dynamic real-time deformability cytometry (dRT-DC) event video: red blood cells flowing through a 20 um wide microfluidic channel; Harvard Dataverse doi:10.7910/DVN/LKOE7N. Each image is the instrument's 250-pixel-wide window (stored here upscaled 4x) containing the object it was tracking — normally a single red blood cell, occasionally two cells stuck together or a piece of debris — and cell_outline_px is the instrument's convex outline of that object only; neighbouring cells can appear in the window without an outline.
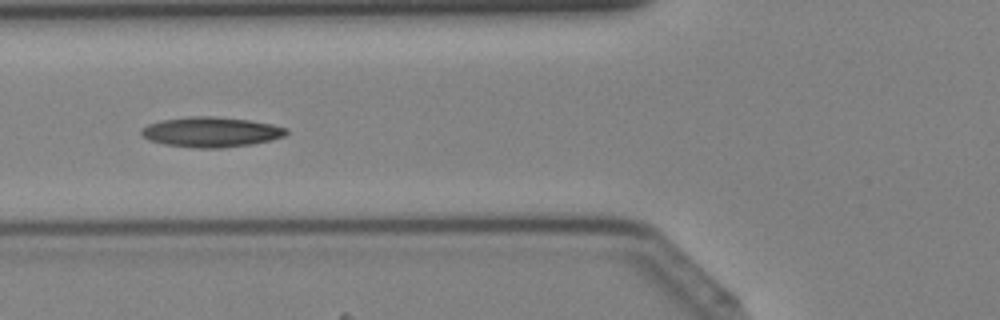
{"species": "Egyptian fruit bat (a non-hibernating species)", "species_latin": "Rousettus aegyptiacus", "temperature_condition": "cold", "stored_images_in_passage": 32, "camera_frame_rate_fps": 3000, "um_per_image_px": 0.085, "animal": {"sex": "female"}, "frame": {"image": 1, "passage_image": 8, "time_ms": 2.333, "image_size_px": [1000, 320], "cell_outline_px": [[288, 132], [284, 136], [252, 144], [220, 148], [196, 148], [164, 144], [148, 140], [140, 132], [140, 128], [148, 124], [164, 120], [188, 116], [216, 116], [248, 120], [272, 124], [288, 128]], "centroid_in_image_um": [17.92, 11.22], "position_along_channel_um": 107.9, "area_um2": 25.37}}
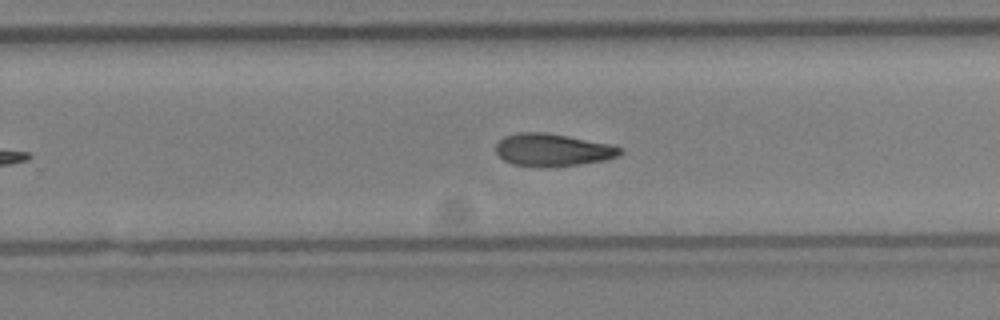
{"frame": {"image": 2, "passage_image": 19, "time_ms": 6.0, "image_size_px": [1000, 320], "cell_outline_px": [[624, 152], [616, 156], [604, 160], [576, 164], [512, 164], [504, 160], [496, 152], [496, 144], [504, 136], [520, 132], [544, 132], [568, 136], [608, 144], [620, 148]], "centroid_in_image_um": [46.95, 12.69], "position_along_channel_um": 282.9, "area_um2": 22.43}}
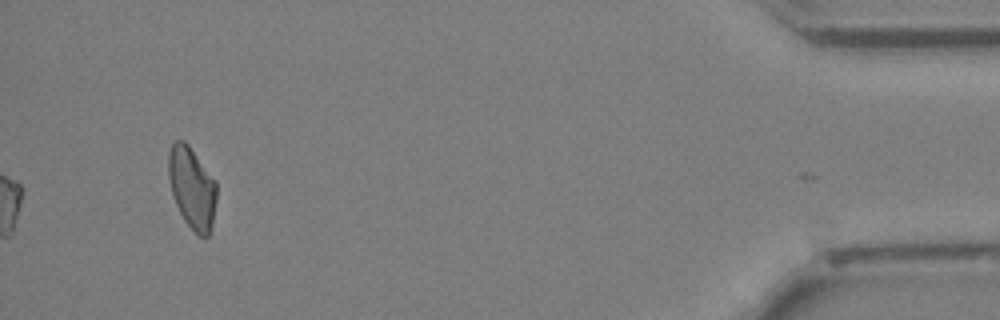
{"frame": {"image": 3, "passage_image": 32, "time_ms": 10.333, "image_size_px": [1000, 320], "cell_outline_px": [[216, 200], [212, 224], [208, 236], [200, 236], [184, 220], [176, 204], [172, 192], [168, 176], [168, 152], [172, 144], [176, 140], [184, 140], [188, 144], [216, 180]], "centroid_in_image_um": [16.32, 15.92], "position_along_channel_um": 418.9, "area_um2": 22.72}}